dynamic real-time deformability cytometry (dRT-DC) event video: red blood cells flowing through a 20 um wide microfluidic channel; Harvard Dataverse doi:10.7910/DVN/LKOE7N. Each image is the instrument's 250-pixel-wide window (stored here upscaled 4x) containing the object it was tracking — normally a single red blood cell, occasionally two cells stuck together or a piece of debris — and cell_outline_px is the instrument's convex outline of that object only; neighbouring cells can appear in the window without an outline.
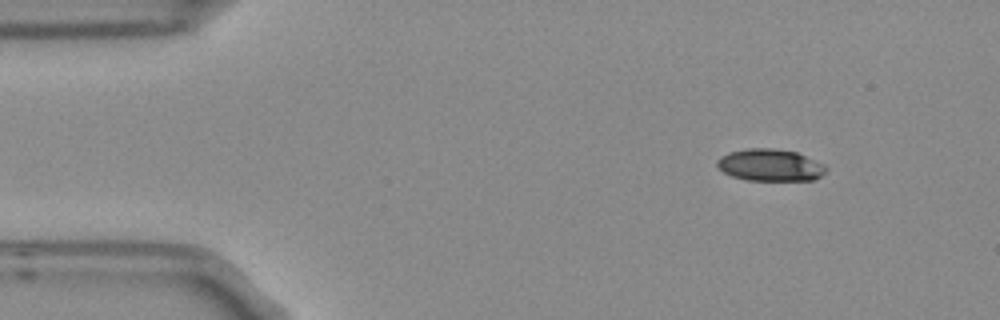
{"species": "Egyptian fruit bat (a non-hibernating species)", "species_latin": "Rousettus aegyptiacus", "temperature_condition": "room temperature", "stored_images_in_passage": 4, "camera_frame_rate_fps": 3000, "um_per_image_px": 0.085, "frame": {"image": 1, "passage_image": 1, "time_ms": 0.0, "image_size_px": [1000, 320], "cell_outline_px": [[828, 168], [820, 176], [812, 180], [748, 180], [732, 176], [724, 172], [716, 164], [716, 160], [720, 156], [728, 152], [748, 148], [772, 148], [796, 152], [824, 164]], "centroid_in_image_um": [65.44, 14.02], "position_along_channel_um": 19.6, "area_um2": 20.23}}